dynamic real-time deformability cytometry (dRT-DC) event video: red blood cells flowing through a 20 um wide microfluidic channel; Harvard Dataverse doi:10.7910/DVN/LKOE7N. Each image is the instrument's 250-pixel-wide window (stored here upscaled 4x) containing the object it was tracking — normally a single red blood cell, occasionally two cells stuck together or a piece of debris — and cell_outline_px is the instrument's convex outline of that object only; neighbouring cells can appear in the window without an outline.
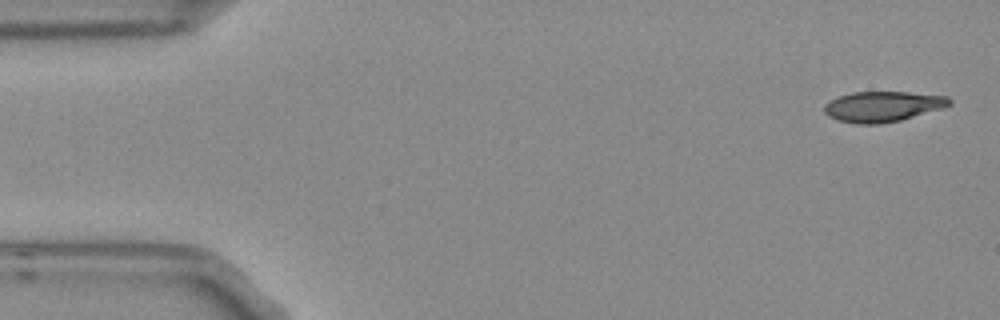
{"species": "Egyptian fruit bat (a non-hibernating species)", "species_latin": "Rousettus aegyptiacus", "temperature_condition": "room temperature", "stored_images_in_passage": 8, "camera_frame_rate_fps": 3000, "um_per_image_px": 0.085, "frame": {"image": 1, "passage_image": 1, "time_ms": 0.0, "image_size_px": [1000, 320], "cell_outline_px": [[952, 104], [944, 108], [900, 120], [880, 124], [856, 124], [840, 120], [828, 116], [824, 112], [824, 104], [828, 100], [852, 92], [908, 92], [948, 96], [952, 100]], "centroid_in_image_um": [75.05, 9.05], "position_along_channel_um": 10.0, "area_um2": 22.31}}
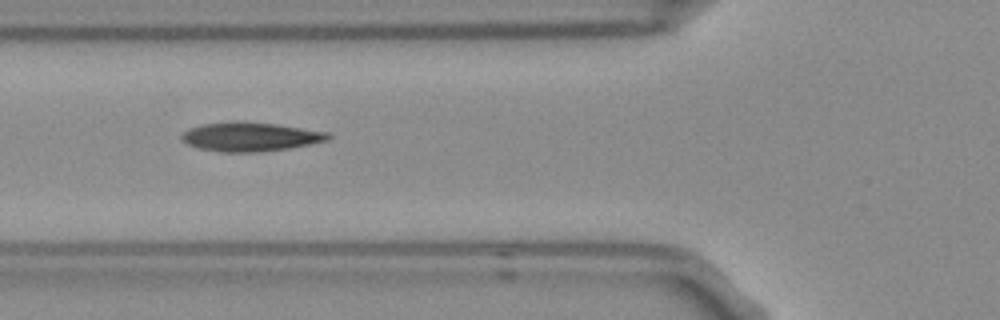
{"frame": {"image": 2, "passage_image": 6, "time_ms": 1.667, "image_size_px": [1000, 320], "cell_outline_px": [[332, 136], [328, 140], [288, 148], [260, 152], [224, 152], [200, 148], [188, 144], [180, 140], [180, 136], [188, 128], [204, 124], [232, 120], [244, 120], [276, 124], [328, 132]], "centroid_in_image_um": [21.24, 11.6], "position_along_channel_um": 104.6, "area_um2": 24.91}}